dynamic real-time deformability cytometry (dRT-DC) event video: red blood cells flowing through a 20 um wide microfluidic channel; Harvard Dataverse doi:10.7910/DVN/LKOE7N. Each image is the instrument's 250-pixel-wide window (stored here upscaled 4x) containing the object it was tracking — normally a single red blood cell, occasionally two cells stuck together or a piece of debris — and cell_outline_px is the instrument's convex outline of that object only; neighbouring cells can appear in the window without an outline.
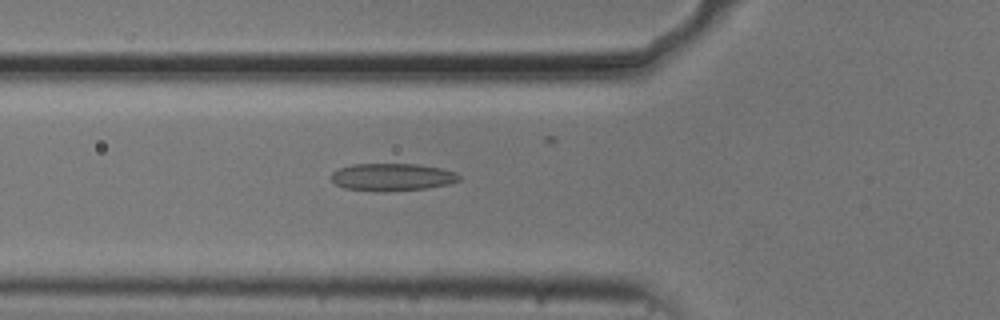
{"species": "common noctule bat (a hibernating species)", "species_latin": "Nyctalus noctula", "temperature_condition": "cold", "stored_images_in_passage": 54, "camera_frame_rate_fps": 3000, "um_per_image_px": 0.085, "animal": {"sex": "male", "body_mass_g": 20.5, "forearm_length_mm": 52.5}, "frame": {"image": 1, "passage_image": 18, "time_ms": 5.667, "image_size_px": [1000, 320], "cell_outline_px": [[460, 180], [452, 184], [428, 188], [380, 192], [344, 188], [336, 184], [332, 180], [332, 172], [340, 168], [352, 164], [416, 164], [440, 168], [456, 172], [460, 176]], "centroid_in_image_um": [33.36, 15.06], "position_along_channel_um": 92.4, "area_um2": 20.58}}
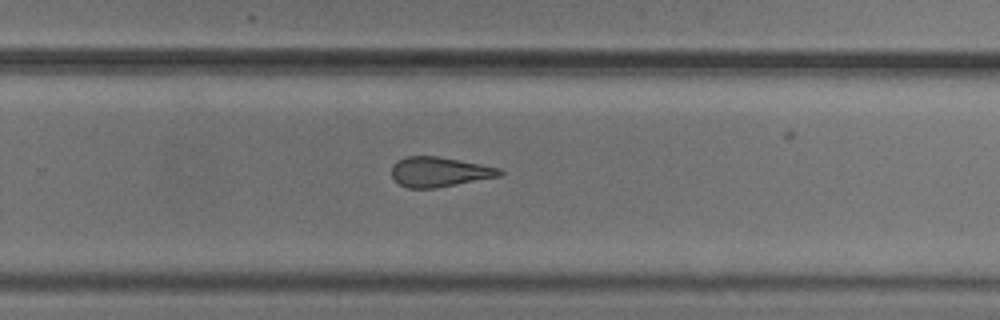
{"frame": {"image": 2, "passage_image": 34, "time_ms": 11.0, "image_size_px": [1000, 320], "cell_outline_px": [[504, 172], [500, 176], [436, 188], [408, 188], [400, 184], [392, 176], [392, 164], [408, 156], [436, 156], [500, 168]], "centroid_in_image_um": [37.34, 14.62], "position_along_channel_um": 292.5, "area_um2": 18.5}}
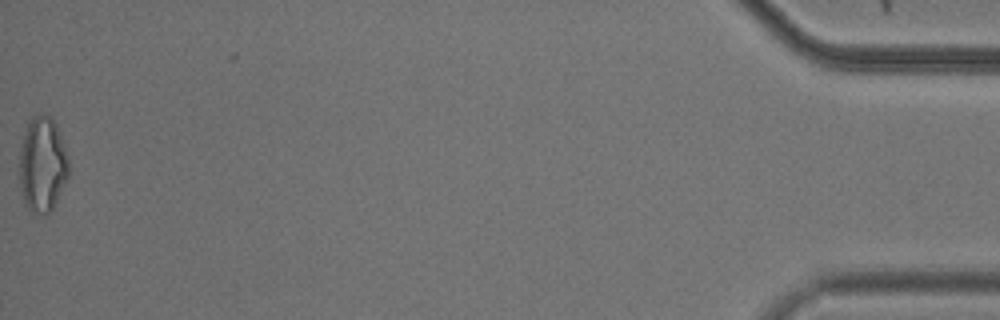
{"frame": {"image": 3, "passage_image": 53, "time_ms": 17.333, "image_size_px": [1000, 320], "cell_outline_px": [[68, 176], [48, 216], [44, 216], [32, 212], [24, 204], [20, 184], [20, 148], [28, 120], [32, 116], [52, 116], [60, 132], [68, 156]], "centroid_in_image_um": [3.6, 13.99], "position_along_channel_um": 431.6, "area_um2": 27.34}, "authors_computed_cell_mechanics": {"area_um2": 21.0681, "velocity_mm_per_s": 3.7353, "shape_relaxation_time_tau1_ms": null, "shape_relaxation_time_tau2_ms": 1.5184, "deformation_change_tau1": null, "deformation_change_tau2": 0.1012}}